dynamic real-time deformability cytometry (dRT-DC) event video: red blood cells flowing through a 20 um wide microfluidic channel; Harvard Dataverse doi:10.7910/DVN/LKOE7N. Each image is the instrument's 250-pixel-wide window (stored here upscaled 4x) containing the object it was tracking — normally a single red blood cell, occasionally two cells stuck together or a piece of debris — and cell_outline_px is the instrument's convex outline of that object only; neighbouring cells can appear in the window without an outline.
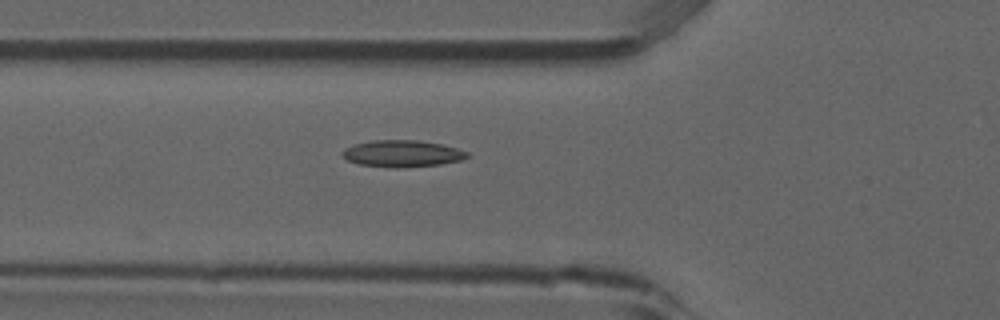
{"species": "common noctule bat (a hibernating species)", "species_latin": "Nyctalus noctula", "temperature_condition": "room temperature", "stored_images_in_passage": 6, "camera_frame_rate_fps": 3000, "um_per_image_px": 0.085, "animal": {"sex": "male", "forearm_length_mm": 52.5}, "frame": {"image": 1, "passage_image": 6, "time_ms": 1.667, "image_size_px": [1000, 320], "cell_outline_px": [[468, 156], [460, 160], [440, 164], [396, 168], [360, 164], [348, 160], [340, 152], [344, 148], [356, 144], [372, 140], [416, 140], [440, 144], [456, 148], [468, 152]], "centroid_in_image_um": [34.16, 13.05], "position_along_channel_um": 91.6, "area_um2": 19.13}}